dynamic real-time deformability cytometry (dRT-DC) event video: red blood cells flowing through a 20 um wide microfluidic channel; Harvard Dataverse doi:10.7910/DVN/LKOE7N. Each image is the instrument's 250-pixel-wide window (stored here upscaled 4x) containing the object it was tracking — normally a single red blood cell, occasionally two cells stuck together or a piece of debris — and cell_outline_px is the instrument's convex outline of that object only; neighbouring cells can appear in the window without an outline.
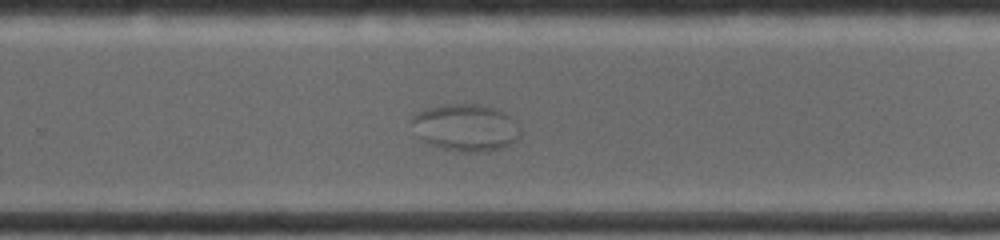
{"species": "common noctule bat (a hibernating species)", "species_latin": "Nyctalus noctula", "temperature_condition": "warm", "stored_images_in_passage": 41, "segment_of_instrument_passage": [2, 3], "camera_frame_rate_fps": 4500, "um_per_image_px": 0.085, "animal": {"sex": "female", "body_mass_g": 19.0, "forearm_length_mm": 53.3}, "frame": {"image": 1, "passage_image": 32, "time_ms": 7.111, "image_size_px": [1000, 240], "cell_outline_px": [[520, 136], [516, 140], [500, 148], [472, 152], [464, 152], [440, 148], [420, 140], [420, 136], [520, 128]], "centroid_in_image_um": [40.25, 11.91], "position_along_channel_um": 289.5, "area_um2": 11.21}}